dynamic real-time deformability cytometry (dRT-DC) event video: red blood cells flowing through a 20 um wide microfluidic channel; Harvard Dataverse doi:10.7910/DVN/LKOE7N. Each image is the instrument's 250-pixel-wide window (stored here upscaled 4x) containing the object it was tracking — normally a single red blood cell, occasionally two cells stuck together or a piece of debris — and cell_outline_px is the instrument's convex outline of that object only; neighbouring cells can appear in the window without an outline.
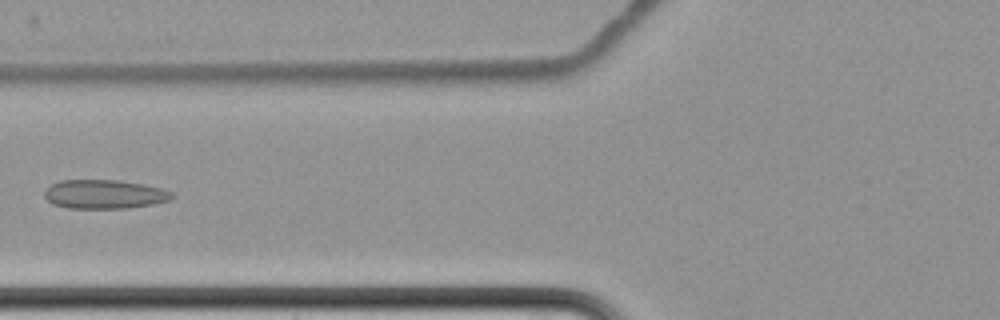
{"species": "common noctule bat (a hibernating species)", "species_latin": "Nyctalus noctula", "temperature_condition": "cold", "stored_images_in_passage": 8, "camera_frame_rate_fps": 3000, "um_per_image_px": 0.085, "animal": {"sex": "female", "body_mass_g": 22.7, "forearm_length_mm": 54.2}, "frame": {"image": 1, "passage_image": 8, "time_ms": 9.333, "image_size_px": [1000, 320], "cell_outline_px": [[176, 196], [168, 200], [152, 204], [128, 208], [68, 208], [52, 204], [44, 196], [44, 192], [52, 184], [60, 180], [120, 180], [144, 184], [164, 188], [172, 192]], "centroid_in_image_um": [8.9, 16.5], "position_along_channel_um": 116.9, "area_um2": 21.62}}